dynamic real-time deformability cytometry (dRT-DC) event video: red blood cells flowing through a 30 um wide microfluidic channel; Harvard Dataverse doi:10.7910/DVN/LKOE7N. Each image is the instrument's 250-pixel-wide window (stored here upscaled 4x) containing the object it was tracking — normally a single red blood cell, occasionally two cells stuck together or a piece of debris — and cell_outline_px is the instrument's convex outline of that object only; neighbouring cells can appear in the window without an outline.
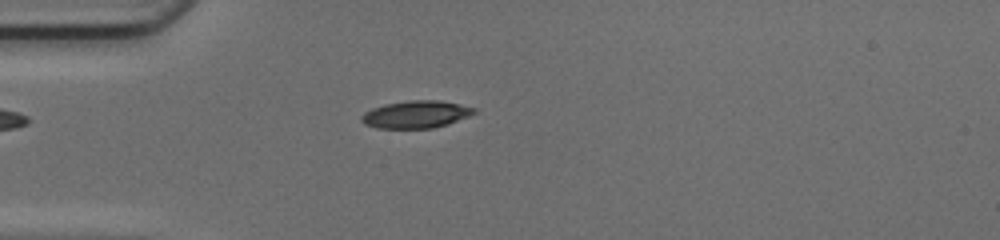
{"species": "common noctule bat (a hibernating species)", "species_latin": "Nyctalus noctula", "temperature_condition": "cold", "stored_images_in_passage": 36, "camera_frame_rate_fps": 3000, "um_per_image_px": 0.085, "animal": {"sex": "female", "body_mass_g": 17.0, "forearm_length_mm": 48.0}, "frame": {"image": 1, "passage_image": 1, "time_ms": 0.0, "image_size_px": [1000, 240], "cell_outline_px": [[476, 112], [468, 116], [448, 124], [432, 128], [376, 128], [364, 124], [360, 120], [360, 116], [364, 112], [372, 108], [384, 104], [408, 100], [440, 100], [460, 104], [476, 108]], "centroid_in_image_um": [35.33, 9.72], "position_along_channel_um": 49.7, "area_um2": 18.09}}
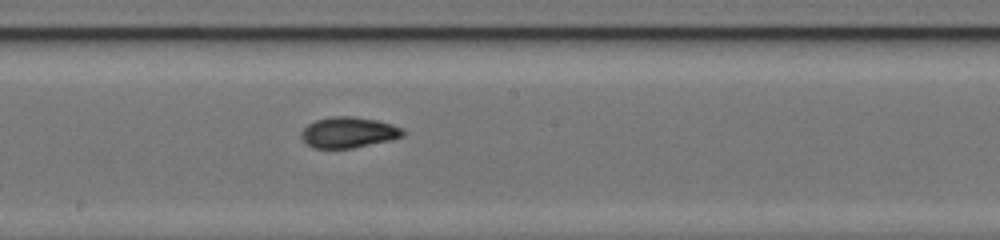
{"frame": {"image": 2, "passage_image": 14, "time_ms": 4.333, "image_size_px": [1000, 240], "cell_outline_px": [[404, 136], [392, 140], [352, 148], [312, 148], [300, 136], [300, 132], [308, 124], [316, 120], [332, 116], [352, 116], [376, 120], [392, 124], [400, 128], [404, 132]], "centroid_in_image_um": [29.61, 11.25], "position_along_channel_um": 218.6, "area_um2": 18.21}}
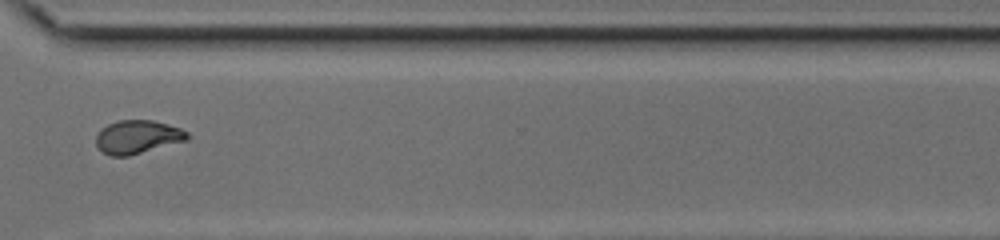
{"frame": {"image": 3, "passage_image": 24, "time_ms": 7.667, "image_size_px": [1000, 240], "cell_outline_px": [[188, 140], [128, 156], [108, 156], [96, 144], [96, 136], [100, 128], [108, 124], [120, 120], [152, 120], [180, 128], [188, 132]], "centroid_in_image_um": [11.68, 11.64], "position_along_channel_um": 358.9, "area_um2": 17.69}, "authors_computed_cell_mechanics": {"area_um2": 17.8891, "velocity_mm_per_s": 4.2147, "shape_relaxation_time_tau1_ms": 3.519, "shape_relaxation_time_tau2_ms": 1.2548, "deformation_change_tau1": 0.1663, "deformation_change_tau2": 0.058}}